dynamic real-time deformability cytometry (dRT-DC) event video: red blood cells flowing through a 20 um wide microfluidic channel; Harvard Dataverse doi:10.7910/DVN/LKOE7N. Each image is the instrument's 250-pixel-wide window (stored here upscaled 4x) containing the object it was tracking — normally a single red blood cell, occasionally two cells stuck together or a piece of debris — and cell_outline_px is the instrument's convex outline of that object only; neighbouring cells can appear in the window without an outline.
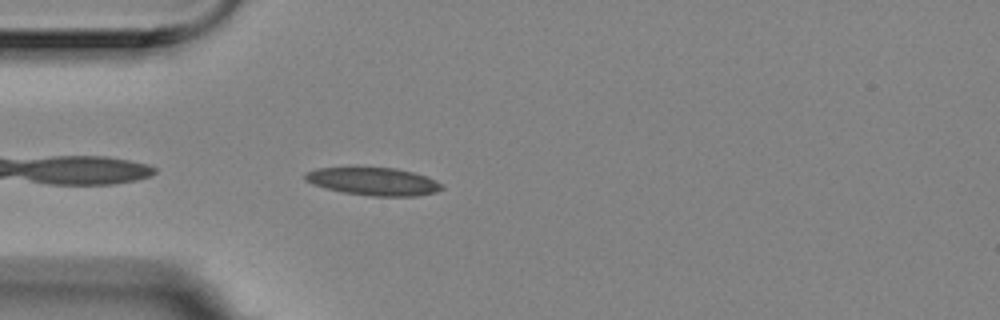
{"species": "Egyptian fruit bat (a non-hibernating species)", "species_latin": "Rousettus aegyptiacus", "temperature_condition": "room temperature", "stored_images_in_passage": 24, "camera_frame_rate_fps": 3000, "um_per_image_px": 0.085, "animal": {"sex": "female"}, "frame": {"image": 1, "passage_image": 1, "time_ms": 0.0, "image_size_px": [1000, 320], "cell_outline_px": [[444, 188], [436, 192], [416, 196], [372, 196], [344, 192], [324, 188], [312, 184], [304, 180], [304, 176], [308, 172], [316, 168], [396, 168], [412, 172], [424, 176], [440, 184]], "centroid_in_image_um": [31.71, 15.43], "position_along_channel_um": 53.3, "area_um2": 21.79}}
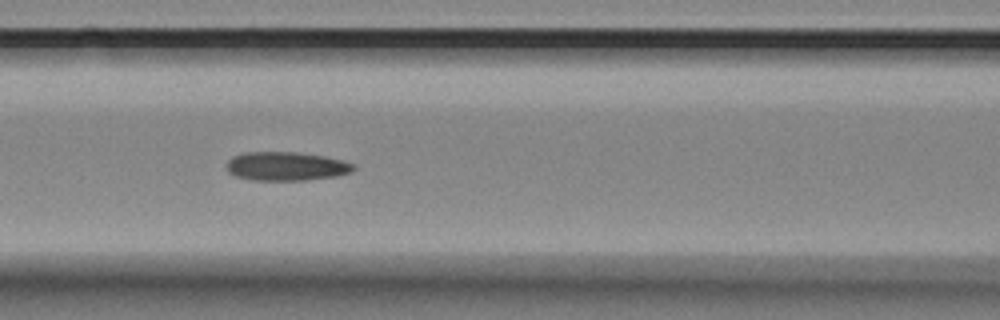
{"frame": {"image": 2, "passage_image": 9, "time_ms": 2.667, "image_size_px": [1000, 320], "cell_outline_px": [[356, 168], [352, 172], [336, 176], [304, 180], [252, 180], [236, 176], [228, 172], [228, 160], [232, 156], [244, 152], [296, 152], [324, 156], [344, 160], [356, 164]], "centroid_in_image_um": [24.37, 14.12], "position_along_channel_um": 142.2, "area_um2": 21.39}}
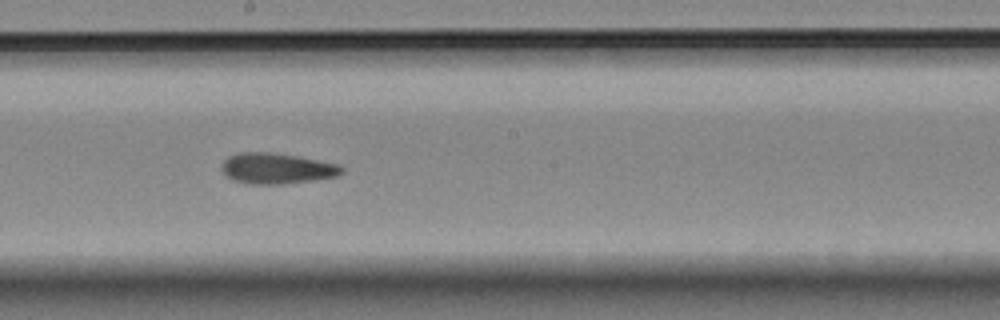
{"frame": {"image": 3, "passage_image": 16, "time_ms": 5.0, "image_size_px": [1000, 320], "cell_outline_px": [[344, 172], [336, 176], [316, 180], [284, 184], [252, 184], [232, 180], [224, 172], [224, 160], [228, 156], [236, 152], [268, 152], [296, 156], [340, 164], [344, 168]], "centroid_in_image_um": [23.57, 14.32], "position_along_channel_um": 224.6, "area_um2": 21.44}}